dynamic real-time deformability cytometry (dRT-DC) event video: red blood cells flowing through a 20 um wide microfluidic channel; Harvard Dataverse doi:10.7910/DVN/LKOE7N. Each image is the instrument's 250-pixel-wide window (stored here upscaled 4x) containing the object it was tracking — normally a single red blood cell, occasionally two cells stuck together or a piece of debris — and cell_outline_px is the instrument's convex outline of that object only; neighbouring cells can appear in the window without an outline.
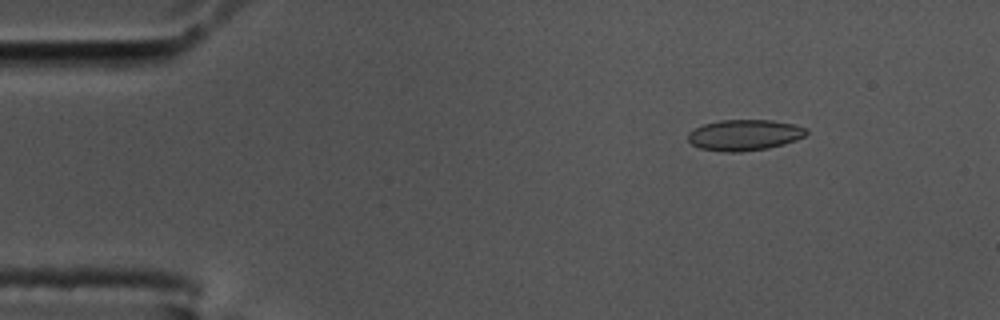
{"species": "common noctule bat (a hibernating species)", "species_latin": "Nyctalus noctula", "temperature_condition": "cold", "stored_images_in_passage": 55, "camera_frame_rate_fps": 3000, "um_per_image_px": 0.085, "animal": {"sex": "male", "body_mass_g": 17.5, "forearm_length_mm": 52.3}, "frame": {"image": 1, "passage_image": 7, "time_ms": 2.0, "image_size_px": [1000, 320], "cell_outline_px": [[808, 132], [804, 136], [796, 140], [784, 144], [768, 148], [740, 152], [724, 152], [700, 148], [692, 144], [688, 140], [688, 132], [704, 124], [720, 120], [772, 120], [796, 124], [808, 128]], "centroid_in_image_um": [63.31, 11.47], "position_along_channel_um": 21.7, "area_um2": 21.44}}
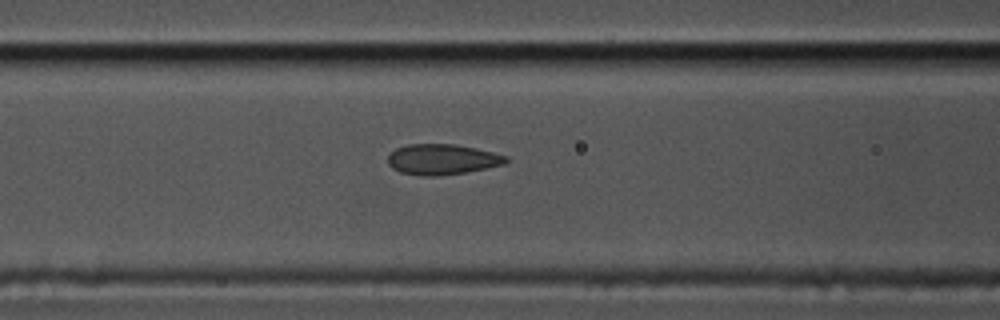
{"frame": {"image": 2, "passage_image": 22, "time_ms": 7.0, "image_size_px": [1000, 320], "cell_outline_px": [[508, 160], [504, 164], [464, 172], [436, 176], [424, 176], [400, 172], [392, 168], [388, 164], [388, 156], [396, 148], [408, 144], [456, 144], [476, 148], [508, 156]], "centroid_in_image_um": [37.57, 13.54], "position_along_channel_um": 129.0, "area_um2": 20.87}}
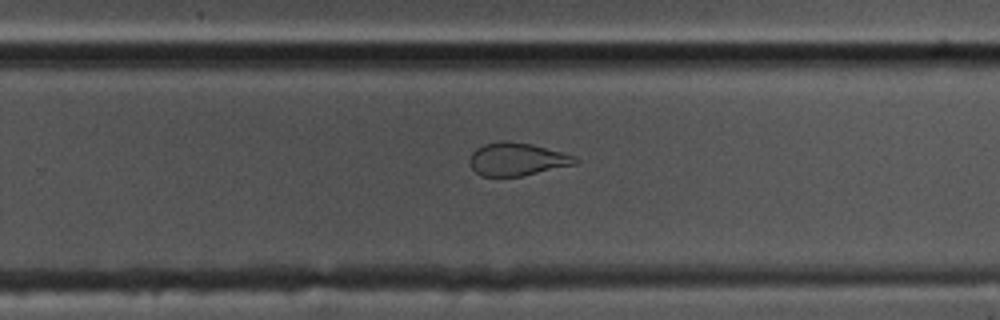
{"frame": {"image": 3, "passage_image": 35, "time_ms": 11.333, "image_size_px": [1000, 320], "cell_outline_px": [[580, 160], [576, 164], [520, 176], [480, 176], [468, 164], [468, 160], [472, 152], [476, 148], [484, 144], [500, 140], [508, 140], [532, 144], [576, 156]], "centroid_in_image_um": [43.91, 13.52], "position_along_channel_um": 285.9, "area_um2": 20.4}}